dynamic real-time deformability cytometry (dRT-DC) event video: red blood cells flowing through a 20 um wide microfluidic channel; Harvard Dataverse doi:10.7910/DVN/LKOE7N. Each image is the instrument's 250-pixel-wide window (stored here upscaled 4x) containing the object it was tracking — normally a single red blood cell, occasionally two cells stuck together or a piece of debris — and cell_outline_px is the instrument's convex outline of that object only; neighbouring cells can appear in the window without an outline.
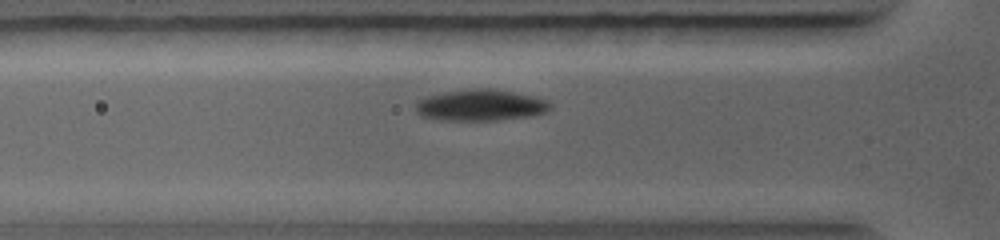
{"species": "common noctule bat (a hibernating species)", "species_latin": "Nyctalus noctula", "temperature_condition": "warm", "stored_images_in_passage": 20, "camera_frame_rate_fps": 5000, "um_per_image_px": 0.085, "animal": {"sex": "female", "body_mass_g": 19.0, "forearm_length_mm": 56.7}, "frame": {"image": 1, "passage_image": 8, "time_ms": 2.6, "image_size_px": [1000, 240], "cell_outline_px": [[552, 108], [536, 116], [496, 120], [440, 120], [420, 116], [416, 112], [416, 100], [424, 96], [444, 92], [468, 88], [496, 88], [536, 96], [548, 100], [552, 104]], "centroid_in_image_um": [40.87, 8.93], "position_along_channel_um": 84.9, "area_um2": 25.26}}
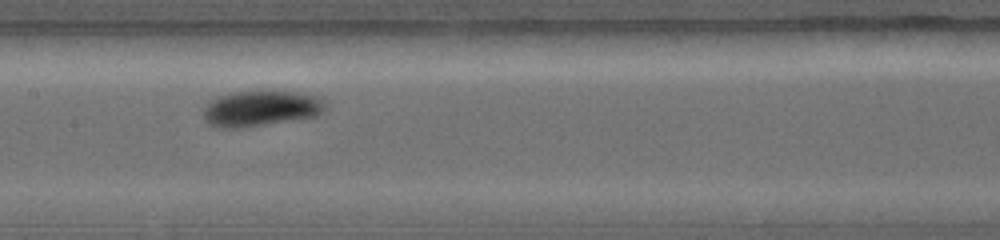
{"frame": {"image": 2, "passage_image": 13, "time_ms": 4.6, "image_size_px": [1000, 240], "cell_outline_px": [[324, 108], [316, 116], [236, 128], [224, 128], [208, 124], [204, 116], [204, 108], [208, 100], [216, 96], [232, 92], [296, 92], [316, 96], [324, 100]], "centroid_in_image_um": [22.1, 9.21], "position_along_channel_um": 185.3, "area_um2": 24.8}}
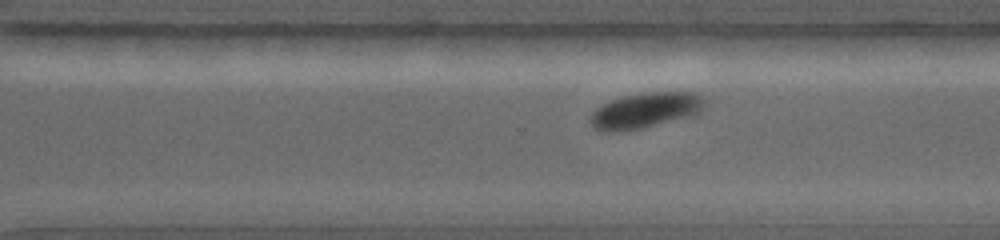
{"frame": {"image": 3, "passage_image": 20, "time_ms": 7.2, "image_size_px": [1000, 240], "cell_outline_px": [[708, 104], [704, 108], [696, 112], [684, 116], [640, 128], [620, 132], [604, 132], [596, 128], [588, 120], [592, 112], [596, 108], [612, 100], [624, 96], [652, 92], [692, 92], [700, 96]], "centroid_in_image_um": [54.79, 9.38], "position_along_channel_um": 315.8, "area_um2": 22.95}}